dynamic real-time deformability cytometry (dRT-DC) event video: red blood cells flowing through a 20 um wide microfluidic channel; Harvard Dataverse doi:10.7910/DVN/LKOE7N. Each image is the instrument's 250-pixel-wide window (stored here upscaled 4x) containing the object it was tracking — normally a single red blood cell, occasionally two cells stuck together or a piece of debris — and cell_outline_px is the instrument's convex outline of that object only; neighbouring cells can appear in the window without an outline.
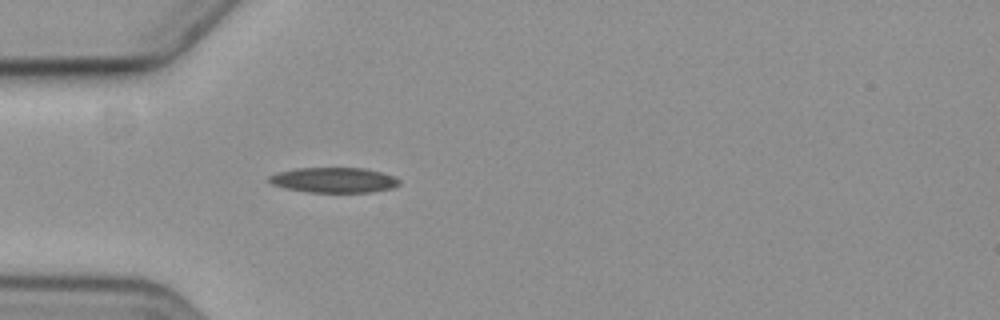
{"species": "common noctule bat (a hibernating species)", "species_latin": "Nyctalus noctula", "temperature_condition": "cold", "stored_images_in_passage": 5, "camera_frame_rate_fps": 3000, "um_per_image_px": 0.085, "animal": {"sex": "female", "body_mass_g": 19.3, "forearm_length_mm": 54.1}, "frame": {"image": 1, "passage_image": 5, "time_ms": 5.333, "image_size_px": [1000, 320], "cell_outline_px": [[400, 184], [392, 188], [372, 192], [308, 192], [284, 188], [272, 184], [268, 180], [268, 176], [276, 172], [296, 168], [364, 168], [380, 172], [392, 176], [400, 180]], "centroid_in_image_um": [28.34, 15.3], "position_along_channel_um": 56.7, "area_um2": 19.13}}